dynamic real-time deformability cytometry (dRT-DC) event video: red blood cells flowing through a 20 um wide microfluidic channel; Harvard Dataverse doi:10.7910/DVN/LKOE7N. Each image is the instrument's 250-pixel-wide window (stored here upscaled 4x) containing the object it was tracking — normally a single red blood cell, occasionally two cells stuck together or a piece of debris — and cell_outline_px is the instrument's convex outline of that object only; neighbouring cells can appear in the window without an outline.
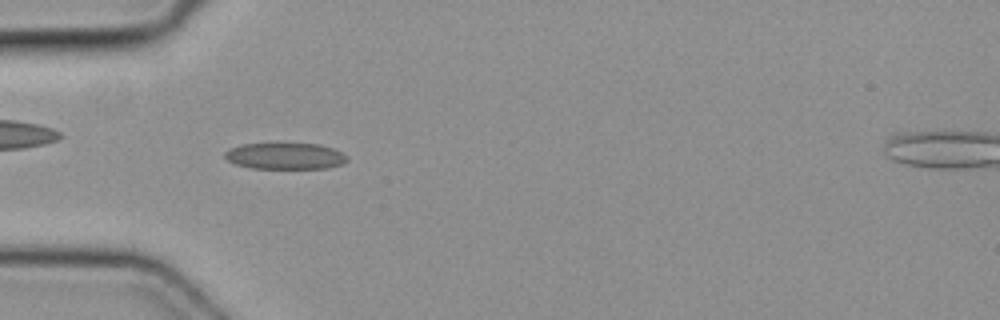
{"species": "common noctule bat (a hibernating species)", "species_latin": "Nyctalus noctula", "temperature_condition": "cold", "stored_images_in_passage": 39, "camera_frame_rate_fps": 3000, "um_per_image_px": 0.085, "animal": {"sex": "female", "body_mass_g": 19.3, "forearm_length_mm": 54.1}, "frame": {"image": 1, "passage_image": 5, "time_ms": 1.333, "image_size_px": [1000, 320], "cell_outline_px": [[348, 160], [340, 164], [328, 168], [252, 168], [236, 164], [228, 160], [224, 156], [224, 152], [228, 148], [244, 144], [320, 144], [332, 148], [348, 156]], "centroid_in_image_um": [24.23, 13.26], "position_along_channel_um": 60.8, "area_um2": 18.61}}
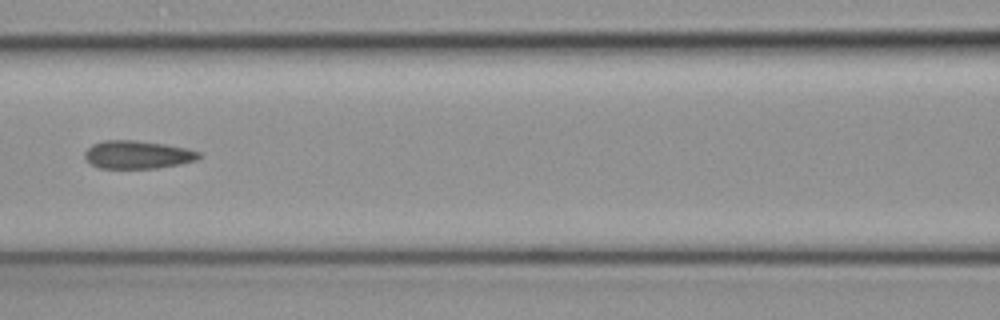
{"frame": {"image": 2, "passage_image": 12, "time_ms": 3.667, "image_size_px": [1000, 320], "cell_outline_px": [[200, 156], [196, 160], [180, 164], [156, 168], [100, 168], [92, 164], [84, 156], [84, 152], [92, 144], [104, 140], [132, 140], [164, 144], [188, 148], [200, 152]], "centroid_in_image_um": [11.69, 13.14], "position_along_channel_um": 154.9, "area_um2": 18.55}}
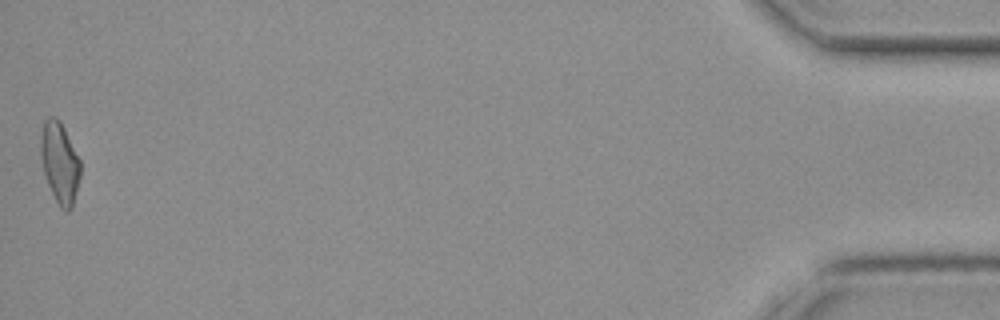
{"frame": {"image": 3, "passage_image": 39, "time_ms": 12.667, "image_size_px": [1000, 320], "cell_outline_px": [[80, 176], [72, 208], [68, 212], [64, 212], [60, 208], [48, 184], [44, 172], [40, 156], [40, 136], [44, 120], [48, 116], [56, 116], [60, 120], [80, 160]], "centroid_in_image_um": [5.06, 13.81], "position_along_channel_um": 430.1, "area_um2": 18.79}}